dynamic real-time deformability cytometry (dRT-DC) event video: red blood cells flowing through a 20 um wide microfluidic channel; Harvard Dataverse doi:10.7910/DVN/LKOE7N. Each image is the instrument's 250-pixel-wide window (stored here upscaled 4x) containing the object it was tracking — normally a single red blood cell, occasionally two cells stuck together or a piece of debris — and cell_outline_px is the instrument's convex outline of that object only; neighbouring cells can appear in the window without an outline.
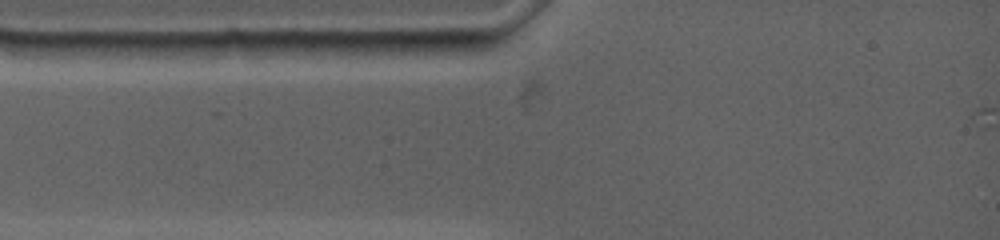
{"species": "common noctule bat (a hibernating species)", "species_latin": "Nyctalus noctula", "temperature_condition": "warm", "stored_images_in_passage": 1, "camera_frame_rate_fps": 4500, "um_per_image_px": 0.085, "animal": {"sex": "female", "body_mass_g": 19.0, "forearm_length_mm": 53.3}, "frame": {"image": 1, "passage_image": 1, "time_ms": 0.0, "image_size_px": [1000, 240], "cell_outline_px": [[304, 44], [296, 56], [260, 60], [200, 60], [196, 44], [224, 40], [304, 40]], "centroid_in_image_um": [21.15, 4.22], "position_along_channel_um": 63.9, "area_um2": 13.87}}